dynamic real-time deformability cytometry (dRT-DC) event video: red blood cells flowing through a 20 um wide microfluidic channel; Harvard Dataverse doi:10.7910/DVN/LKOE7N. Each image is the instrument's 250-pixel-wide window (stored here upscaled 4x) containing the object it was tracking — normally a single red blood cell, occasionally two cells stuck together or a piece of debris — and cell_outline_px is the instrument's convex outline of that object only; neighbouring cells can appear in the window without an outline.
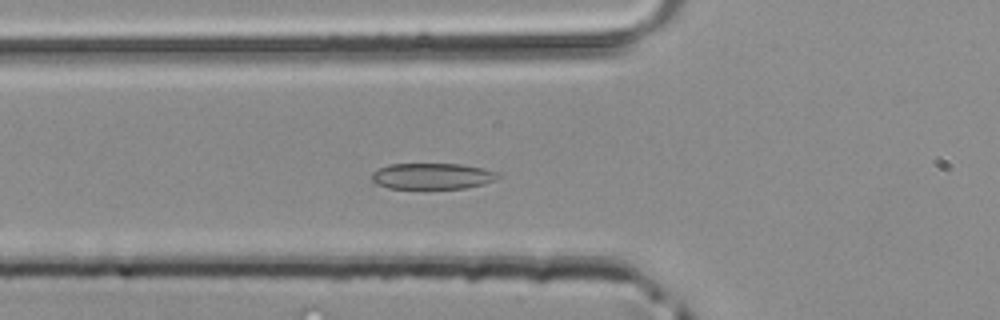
{"species": "common noctule bat (a hibernating species)", "species_latin": "Nyctalus noctula", "temperature_condition": "room temperature", "stored_images_in_passage": 39, "camera_frame_rate_fps": 3000, "um_per_image_px": 0.085, "animal": {"sex": "male", "body_mass_g": 20.4}, "frame": {"image": 1, "passage_image": 9, "time_ms": 2.667, "image_size_px": [1000, 320], "cell_outline_px": [[500, 176], [496, 180], [484, 184], [464, 188], [388, 188], [376, 184], [372, 180], [372, 172], [388, 164], [464, 164], [484, 168], [500, 172]], "centroid_in_image_um": [36.79, 14.96], "position_along_channel_um": 89.0, "area_um2": 19.31}}
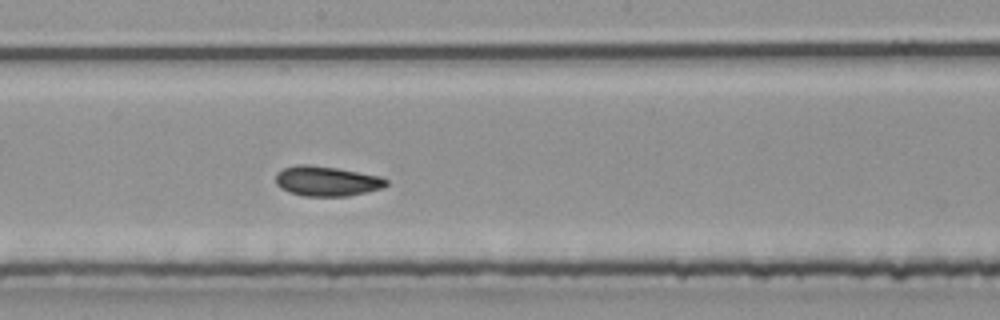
{"frame": {"image": 2, "passage_image": 18, "time_ms": 5.667, "image_size_px": [1000, 320], "cell_outline_px": [[388, 184], [380, 188], [348, 196], [304, 196], [288, 192], [280, 188], [276, 184], [276, 172], [284, 168], [296, 164], [308, 164], [336, 168], [380, 176], [388, 180]], "centroid_in_image_um": [27.72, 15.39], "position_along_channel_um": 220.5, "area_um2": 19.25}}
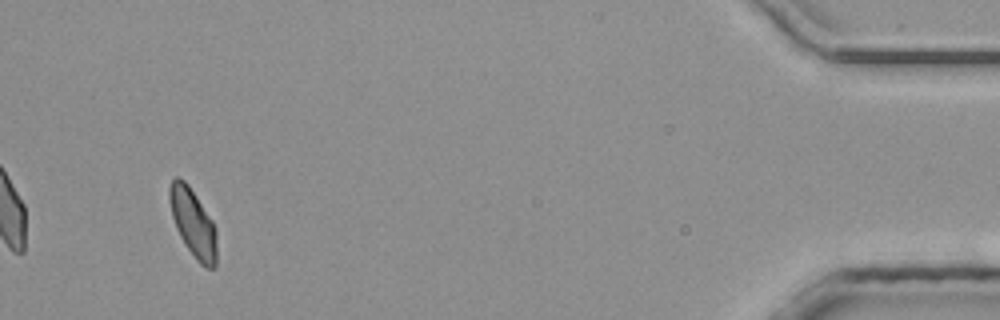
{"frame": {"image": 3, "passage_image": 37, "time_ms": 12.0, "image_size_px": [1000, 320], "cell_outline_px": [[216, 268], [204, 268], [196, 260], [184, 244], [176, 228], [172, 216], [168, 196], [168, 188], [172, 180], [176, 176], [180, 176], [188, 184], [212, 220], [216, 228]], "centroid_in_image_um": [16.4, 18.95], "position_along_channel_um": 418.8, "area_um2": 18.9}}